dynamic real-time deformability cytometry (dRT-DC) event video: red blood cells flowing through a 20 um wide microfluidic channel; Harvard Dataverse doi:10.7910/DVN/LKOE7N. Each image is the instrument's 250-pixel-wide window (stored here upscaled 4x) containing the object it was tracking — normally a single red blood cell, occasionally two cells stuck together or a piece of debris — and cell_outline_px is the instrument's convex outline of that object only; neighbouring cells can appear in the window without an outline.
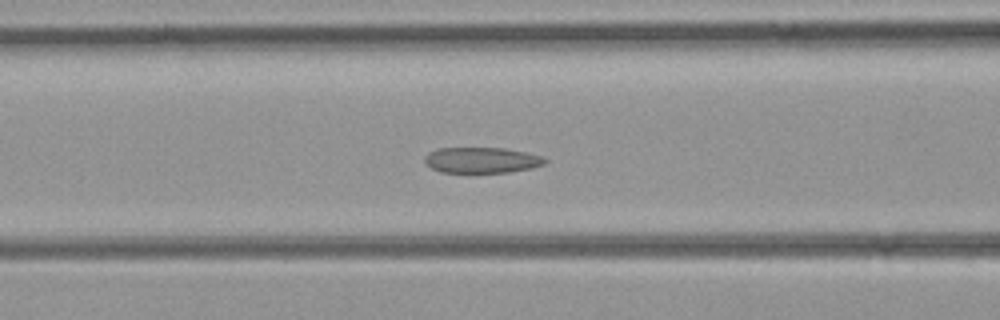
{"species": "common noctule bat (a hibernating species)", "species_latin": "Nyctalus noctula", "temperature_condition": "room temperature", "stored_images_in_passage": 38, "camera_frame_rate_fps": 3000, "um_per_image_px": 0.085, "animal": {"sex": "female", "body_mass_g": 21.9}, "frame": {"image": 1, "passage_image": 20, "time_ms": 6.333, "image_size_px": [1000, 320], "cell_outline_px": [[548, 160], [544, 164], [532, 168], [508, 172], [440, 172], [432, 168], [424, 160], [424, 156], [428, 152], [440, 148], [504, 148], [544, 156]], "centroid_in_image_um": [40.96, 13.61], "position_along_channel_um": 125.6, "area_um2": 17.98}}
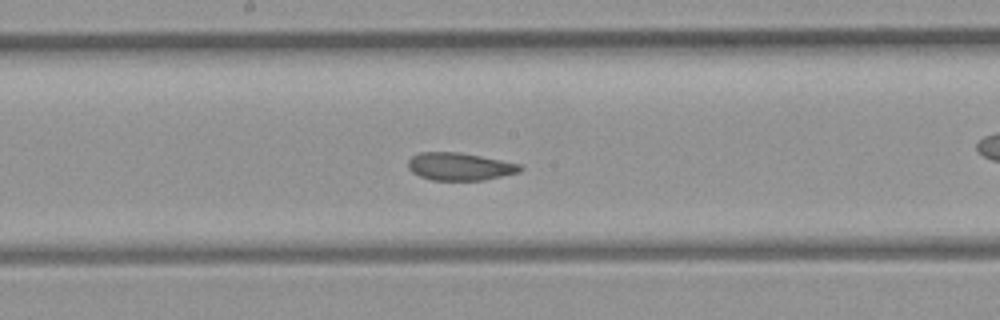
{"frame": {"image": 2, "passage_image": 26, "time_ms": 8.333, "image_size_px": [1000, 320], "cell_outline_px": [[524, 168], [520, 172], [484, 180], [432, 180], [420, 176], [412, 172], [408, 168], [408, 160], [412, 156], [420, 152], [460, 152], [520, 164]], "centroid_in_image_um": [39.07, 14.15], "position_along_channel_um": 209.1, "area_um2": 18.03}}
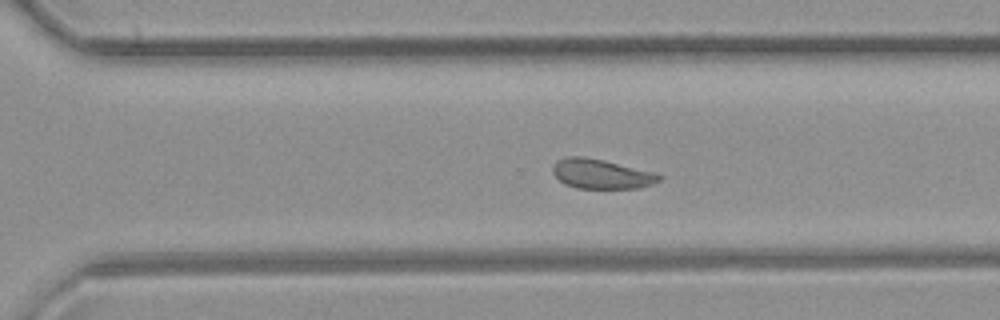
{"frame": {"image": 3, "passage_image": 34, "time_ms": 11.0, "image_size_px": [1000, 320], "cell_outline_px": [[664, 176], [660, 180], [652, 184], [636, 188], [576, 188], [564, 184], [552, 172], [552, 168], [556, 160], [568, 156], [580, 156], [604, 160], [656, 172]], "centroid_in_image_um": [51.12, 14.78], "position_along_channel_um": 319.5, "area_um2": 18.44}}